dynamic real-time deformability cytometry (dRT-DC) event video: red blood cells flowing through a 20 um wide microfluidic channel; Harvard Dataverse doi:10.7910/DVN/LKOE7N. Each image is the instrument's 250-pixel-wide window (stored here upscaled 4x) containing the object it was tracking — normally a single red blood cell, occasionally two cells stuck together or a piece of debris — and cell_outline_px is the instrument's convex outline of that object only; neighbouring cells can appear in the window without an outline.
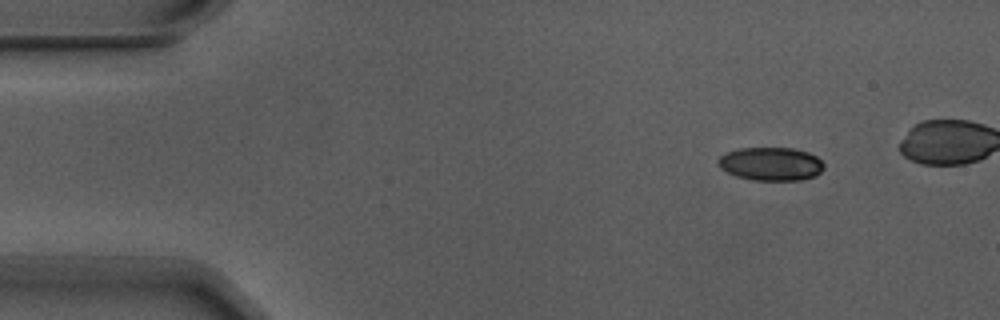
{"species": "Egyptian fruit bat (a non-hibernating species)", "species_latin": "Rousettus aegyptiacus", "temperature_condition": "warm", "stored_images_in_passage": 5, "camera_frame_rate_fps": 3000, "um_per_image_px": 0.085, "animal": {"sex": "male"}, "frame": {"image": 1, "passage_image": 1, "time_ms": 0.0, "image_size_px": [1000, 320], "cell_outline_px": [[824, 168], [820, 172], [812, 176], [800, 180], [752, 180], [736, 176], [720, 168], [716, 160], [720, 156], [728, 152], [740, 148], [792, 148], [808, 152], [816, 156], [824, 164]], "centroid_in_image_um": [65.51, 13.93], "position_along_channel_um": 19.5, "area_um2": 20.46}}